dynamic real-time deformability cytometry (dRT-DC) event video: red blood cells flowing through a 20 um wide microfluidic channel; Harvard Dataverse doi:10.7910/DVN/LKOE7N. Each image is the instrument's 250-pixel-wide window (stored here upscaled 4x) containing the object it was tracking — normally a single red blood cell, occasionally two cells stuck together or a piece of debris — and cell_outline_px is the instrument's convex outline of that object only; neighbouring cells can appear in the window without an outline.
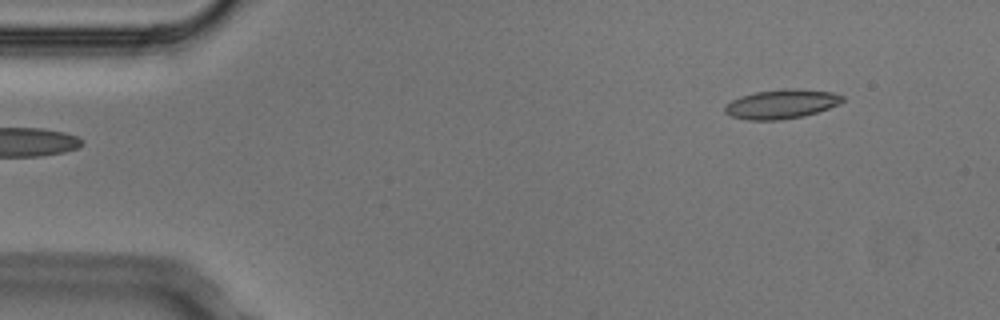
{"species": "Egyptian fruit bat (a non-hibernating species)", "species_latin": "Rousettus aegyptiacus", "temperature_condition": "cold", "stored_images_in_passage": 4, "segment_of_instrument_passage": [2, 2], "camera_frame_rate_fps": 3000, "um_per_image_px": 0.085, "animal": {"sex": "male"}, "frame": {"image": 1, "passage_image": 4, "time_ms": 1.0, "image_size_px": [1000, 320], "cell_outline_px": [[844, 100], [840, 104], [804, 116], [780, 120], [748, 120], [732, 116], [724, 112], [724, 108], [732, 100], [740, 96], [756, 92], [784, 88], [796, 88], [832, 92], [844, 96]], "centroid_in_image_um": [66.44, 8.84], "position_along_channel_um": 18.6, "area_um2": 20.06}}